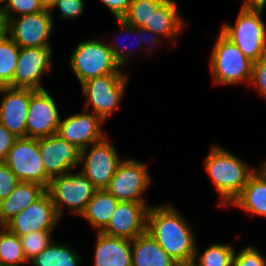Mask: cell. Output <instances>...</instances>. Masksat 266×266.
<instances>
[{"label": "cell", "mask_w": 266, "mask_h": 266, "mask_svg": "<svg viewBox=\"0 0 266 266\" xmlns=\"http://www.w3.org/2000/svg\"><path fill=\"white\" fill-rule=\"evenodd\" d=\"M104 121L94 113H78L60 121L57 135L83 150L91 144L102 140L101 124Z\"/></svg>", "instance_id": "cell-18"}, {"label": "cell", "mask_w": 266, "mask_h": 266, "mask_svg": "<svg viewBox=\"0 0 266 266\" xmlns=\"http://www.w3.org/2000/svg\"><path fill=\"white\" fill-rule=\"evenodd\" d=\"M60 121L58 109L51 95L45 89H30L26 137L43 138L57 134Z\"/></svg>", "instance_id": "cell-13"}, {"label": "cell", "mask_w": 266, "mask_h": 266, "mask_svg": "<svg viewBox=\"0 0 266 266\" xmlns=\"http://www.w3.org/2000/svg\"><path fill=\"white\" fill-rule=\"evenodd\" d=\"M96 190L97 188L82 172L53 177L46 189L60 218L63 215L64 204L81 216Z\"/></svg>", "instance_id": "cell-6"}, {"label": "cell", "mask_w": 266, "mask_h": 266, "mask_svg": "<svg viewBox=\"0 0 266 266\" xmlns=\"http://www.w3.org/2000/svg\"><path fill=\"white\" fill-rule=\"evenodd\" d=\"M232 266H266V258L255 247L248 246L237 254L234 252Z\"/></svg>", "instance_id": "cell-33"}, {"label": "cell", "mask_w": 266, "mask_h": 266, "mask_svg": "<svg viewBox=\"0 0 266 266\" xmlns=\"http://www.w3.org/2000/svg\"><path fill=\"white\" fill-rule=\"evenodd\" d=\"M231 205L251 214L266 217V173L262 169L256 170L249 177L246 185Z\"/></svg>", "instance_id": "cell-22"}, {"label": "cell", "mask_w": 266, "mask_h": 266, "mask_svg": "<svg viewBox=\"0 0 266 266\" xmlns=\"http://www.w3.org/2000/svg\"><path fill=\"white\" fill-rule=\"evenodd\" d=\"M182 19L175 2L165 0L151 15L149 22L143 28L147 29L146 33L153 34L155 37L162 35L172 43V41L175 42V38L184 28L185 22Z\"/></svg>", "instance_id": "cell-20"}, {"label": "cell", "mask_w": 266, "mask_h": 266, "mask_svg": "<svg viewBox=\"0 0 266 266\" xmlns=\"http://www.w3.org/2000/svg\"><path fill=\"white\" fill-rule=\"evenodd\" d=\"M197 248L193 261L198 266H232L234 256V249L225 244L212 243L204 252L199 256L197 255ZM199 257L196 262V257Z\"/></svg>", "instance_id": "cell-28"}, {"label": "cell", "mask_w": 266, "mask_h": 266, "mask_svg": "<svg viewBox=\"0 0 266 266\" xmlns=\"http://www.w3.org/2000/svg\"><path fill=\"white\" fill-rule=\"evenodd\" d=\"M178 266H198L194 261L180 263Z\"/></svg>", "instance_id": "cell-42"}, {"label": "cell", "mask_w": 266, "mask_h": 266, "mask_svg": "<svg viewBox=\"0 0 266 266\" xmlns=\"http://www.w3.org/2000/svg\"><path fill=\"white\" fill-rule=\"evenodd\" d=\"M264 6H242L235 26L227 23L221 33L252 62L266 55V26L261 13Z\"/></svg>", "instance_id": "cell-3"}, {"label": "cell", "mask_w": 266, "mask_h": 266, "mask_svg": "<svg viewBox=\"0 0 266 266\" xmlns=\"http://www.w3.org/2000/svg\"><path fill=\"white\" fill-rule=\"evenodd\" d=\"M206 156L205 169L221 196L220 206H227L240 194L249 177L256 171L240 158L218 145Z\"/></svg>", "instance_id": "cell-2"}, {"label": "cell", "mask_w": 266, "mask_h": 266, "mask_svg": "<svg viewBox=\"0 0 266 266\" xmlns=\"http://www.w3.org/2000/svg\"><path fill=\"white\" fill-rule=\"evenodd\" d=\"M70 66L80 84L107 74H123L109 45L94 39L84 40L75 47Z\"/></svg>", "instance_id": "cell-5"}, {"label": "cell", "mask_w": 266, "mask_h": 266, "mask_svg": "<svg viewBox=\"0 0 266 266\" xmlns=\"http://www.w3.org/2000/svg\"><path fill=\"white\" fill-rule=\"evenodd\" d=\"M59 215L45 191L35 202L14 216L5 227L18 237L38 231H53Z\"/></svg>", "instance_id": "cell-12"}, {"label": "cell", "mask_w": 266, "mask_h": 266, "mask_svg": "<svg viewBox=\"0 0 266 266\" xmlns=\"http://www.w3.org/2000/svg\"><path fill=\"white\" fill-rule=\"evenodd\" d=\"M261 169L266 173V161L263 163Z\"/></svg>", "instance_id": "cell-44"}, {"label": "cell", "mask_w": 266, "mask_h": 266, "mask_svg": "<svg viewBox=\"0 0 266 266\" xmlns=\"http://www.w3.org/2000/svg\"><path fill=\"white\" fill-rule=\"evenodd\" d=\"M44 9L39 0H7L0 8V21L4 25L10 18L16 17L15 14H33ZM12 12L14 15H12Z\"/></svg>", "instance_id": "cell-30"}, {"label": "cell", "mask_w": 266, "mask_h": 266, "mask_svg": "<svg viewBox=\"0 0 266 266\" xmlns=\"http://www.w3.org/2000/svg\"><path fill=\"white\" fill-rule=\"evenodd\" d=\"M28 262L22 250L20 237L9 231L5 226L0 228V265L20 266Z\"/></svg>", "instance_id": "cell-27"}, {"label": "cell", "mask_w": 266, "mask_h": 266, "mask_svg": "<svg viewBox=\"0 0 266 266\" xmlns=\"http://www.w3.org/2000/svg\"><path fill=\"white\" fill-rule=\"evenodd\" d=\"M51 48H20L12 87L42 90V74L51 69Z\"/></svg>", "instance_id": "cell-15"}, {"label": "cell", "mask_w": 266, "mask_h": 266, "mask_svg": "<svg viewBox=\"0 0 266 266\" xmlns=\"http://www.w3.org/2000/svg\"><path fill=\"white\" fill-rule=\"evenodd\" d=\"M165 0H131L128 11L122 17L126 23L135 26L143 27L156 9Z\"/></svg>", "instance_id": "cell-29"}, {"label": "cell", "mask_w": 266, "mask_h": 266, "mask_svg": "<svg viewBox=\"0 0 266 266\" xmlns=\"http://www.w3.org/2000/svg\"><path fill=\"white\" fill-rule=\"evenodd\" d=\"M132 266H178L147 232L131 240Z\"/></svg>", "instance_id": "cell-23"}, {"label": "cell", "mask_w": 266, "mask_h": 266, "mask_svg": "<svg viewBox=\"0 0 266 266\" xmlns=\"http://www.w3.org/2000/svg\"><path fill=\"white\" fill-rule=\"evenodd\" d=\"M251 83L257 86L259 93L266 98V55L253 62Z\"/></svg>", "instance_id": "cell-36"}, {"label": "cell", "mask_w": 266, "mask_h": 266, "mask_svg": "<svg viewBox=\"0 0 266 266\" xmlns=\"http://www.w3.org/2000/svg\"><path fill=\"white\" fill-rule=\"evenodd\" d=\"M40 3L43 5L44 8L50 9L56 0H39Z\"/></svg>", "instance_id": "cell-40"}, {"label": "cell", "mask_w": 266, "mask_h": 266, "mask_svg": "<svg viewBox=\"0 0 266 266\" xmlns=\"http://www.w3.org/2000/svg\"><path fill=\"white\" fill-rule=\"evenodd\" d=\"M7 0H0V3H2V6L0 5V8L3 7V4L6 3Z\"/></svg>", "instance_id": "cell-45"}, {"label": "cell", "mask_w": 266, "mask_h": 266, "mask_svg": "<svg viewBox=\"0 0 266 266\" xmlns=\"http://www.w3.org/2000/svg\"><path fill=\"white\" fill-rule=\"evenodd\" d=\"M105 6L109 8L112 15L116 19H122V17L128 11L131 0H101Z\"/></svg>", "instance_id": "cell-38"}, {"label": "cell", "mask_w": 266, "mask_h": 266, "mask_svg": "<svg viewBox=\"0 0 266 266\" xmlns=\"http://www.w3.org/2000/svg\"><path fill=\"white\" fill-rule=\"evenodd\" d=\"M0 123L17 138L26 137V120L30 102V89L0 87Z\"/></svg>", "instance_id": "cell-17"}, {"label": "cell", "mask_w": 266, "mask_h": 266, "mask_svg": "<svg viewBox=\"0 0 266 266\" xmlns=\"http://www.w3.org/2000/svg\"><path fill=\"white\" fill-rule=\"evenodd\" d=\"M53 231H38L20 236L22 250L27 261H31L37 254L44 250L51 241Z\"/></svg>", "instance_id": "cell-31"}, {"label": "cell", "mask_w": 266, "mask_h": 266, "mask_svg": "<svg viewBox=\"0 0 266 266\" xmlns=\"http://www.w3.org/2000/svg\"><path fill=\"white\" fill-rule=\"evenodd\" d=\"M126 84V74H107L83 82L82 93L87 100L85 108L92 105L93 113L105 121L118 109Z\"/></svg>", "instance_id": "cell-8"}, {"label": "cell", "mask_w": 266, "mask_h": 266, "mask_svg": "<svg viewBox=\"0 0 266 266\" xmlns=\"http://www.w3.org/2000/svg\"><path fill=\"white\" fill-rule=\"evenodd\" d=\"M94 266H132L131 240L97 233Z\"/></svg>", "instance_id": "cell-19"}, {"label": "cell", "mask_w": 266, "mask_h": 266, "mask_svg": "<svg viewBox=\"0 0 266 266\" xmlns=\"http://www.w3.org/2000/svg\"><path fill=\"white\" fill-rule=\"evenodd\" d=\"M3 26L20 48H51L48 40L53 31V19L48 8L38 13L10 18Z\"/></svg>", "instance_id": "cell-9"}, {"label": "cell", "mask_w": 266, "mask_h": 266, "mask_svg": "<svg viewBox=\"0 0 266 266\" xmlns=\"http://www.w3.org/2000/svg\"><path fill=\"white\" fill-rule=\"evenodd\" d=\"M160 38L159 37H155V38H152V37H150V41L153 43V44H158L159 42H160ZM147 40L146 39H144V36L142 37V44H144L145 43V45L147 44V43H150V45H152V43L151 42H147Z\"/></svg>", "instance_id": "cell-41"}, {"label": "cell", "mask_w": 266, "mask_h": 266, "mask_svg": "<svg viewBox=\"0 0 266 266\" xmlns=\"http://www.w3.org/2000/svg\"><path fill=\"white\" fill-rule=\"evenodd\" d=\"M266 0H244L242 6H264Z\"/></svg>", "instance_id": "cell-39"}, {"label": "cell", "mask_w": 266, "mask_h": 266, "mask_svg": "<svg viewBox=\"0 0 266 266\" xmlns=\"http://www.w3.org/2000/svg\"><path fill=\"white\" fill-rule=\"evenodd\" d=\"M190 225L170 204L150 206L146 232L178 264L193 261L195 236Z\"/></svg>", "instance_id": "cell-1"}, {"label": "cell", "mask_w": 266, "mask_h": 266, "mask_svg": "<svg viewBox=\"0 0 266 266\" xmlns=\"http://www.w3.org/2000/svg\"><path fill=\"white\" fill-rule=\"evenodd\" d=\"M59 7L61 12V17L64 19L75 18L82 14L84 3L82 0H56L53 6L49 9L52 12V9Z\"/></svg>", "instance_id": "cell-35"}, {"label": "cell", "mask_w": 266, "mask_h": 266, "mask_svg": "<svg viewBox=\"0 0 266 266\" xmlns=\"http://www.w3.org/2000/svg\"><path fill=\"white\" fill-rule=\"evenodd\" d=\"M149 206L145 203L132 201L118 202L117 207L101 233L133 240L146 232L147 213Z\"/></svg>", "instance_id": "cell-16"}, {"label": "cell", "mask_w": 266, "mask_h": 266, "mask_svg": "<svg viewBox=\"0 0 266 266\" xmlns=\"http://www.w3.org/2000/svg\"><path fill=\"white\" fill-rule=\"evenodd\" d=\"M118 202L106 189H97L81 216L101 232L108 225Z\"/></svg>", "instance_id": "cell-24"}, {"label": "cell", "mask_w": 266, "mask_h": 266, "mask_svg": "<svg viewBox=\"0 0 266 266\" xmlns=\"http://www.w3.org/2000/svg\"><path fill=\"white\" fill-rule=\"evenodd\" d=\"M20 181L4 163H0V201L6 199Z\"/></svg>", "instance_id": "cell-34"}, {"label": "cell", "mask_w": 266, "mask_h": 266, "mask_svg": "<svg viewBox=\"0 0 266 266\" xmlns=\"http://www.w3.org/2000/svg\"><path fill=\"white\" fill-rule=\"evenodd\" d=\"M39 150L43 167L51 179L80 165L81 150L57 134L39 138Z\"/></svg>", "instance_id": "cell-14"}, {"label": "cell", "mask_w": 266, "mask_h": 266, "mask_svg": "<svg viewBox=\"0 0 266 266\" xmlns=\"http://www.w3.org/2000/svg\"><path fill=\"white\" fill-rule=\"evenodd\" d=\"M89 150V151H88ZM116 148L106 136L81 150L80 163L83 164L81 172L97 188L105 189L113 177L119 163Z\"/></svg>", "instance_id": "cell-10"}, {"label": "cell", "mask_w": 266, "mask_h": 266, "mask_svg": "<svg viewBox=\"0 0 266 266\" xmlns=\"http://www.w3.org/2000/svg\"><path fill=\"white\" fill-rule=\"evenodd\" d=\"M17 137L0 123V163L4 162Z\"/></svg>", "instance_id": "cell-37"}, {"label": "cell", "mask_w": 266, "mask_h": 266, "mask_svg": "<svg viewBox=\"0 0 266 266\" xmlns=\"http://www.w3.org/2000/svg\"><path fill=\"white\" fill-rule=\"evenodd\" d=\"M5 28L2 24H0V38L5 34Z\"/></svg>", "instance_id": "cell-43"}, {"label": "cell", "mask_w": 266, "mask_h": 266, "mask_svg": "<svg viewBox=\"0 0 266 266\" xmlns=\"http://www.w3.org/2000/svg\"><path fill=\"white\" fill-rule=\"evenodd\" d=\"M46 189L33 182L20 181L14 191L0 201V227L8 224L18 213L35 202Z\"/></svg>", "instance_id": "cell-21"}, {"label": "cell", "mask_w": 266, "mask_h": 266, "mask_svg": "<svg viewBox=\"0 0 266 266\" xmlns=\"http://www.w3.org/2000/svg\"><path fill=\"white\" fill-rule=\"evenodd\" d=\"M20 47L5 33L0 38V87H12Z\"/></svg>", "instance_id": "cell-26"}, {"label": "cell", "mask_w": 266, "mask_h": 266, "mask_svg": "<svg viewBox=\"0 0 266 266\" xmlns=\"http://www.w3.org/2000/svg\"><path fill=\"white\" fill-rule=\"evenodd\" d=\"M4 163L19 181L37 183L45 189L49 186L51 178L43 167L39 150V138H17Z\"/></svg>", "instance_id": "cell-7"}, {"label": "cell", "mask_w": 266, "mask_h": 266, "mask_svg": "<svg viewBox=\"0 0 266 266\" xmlns=\"http://www.w3.org/2000/svg\"><path fill=\"white\" fill-rule=\"evenodd\" d=\"M210 70L215 84L250 82L253 62L221 32L211 53Z\"/></svg>", "instance_id": "cell-4"}, {"label": "cell", "mask_w": 266, "mask_h": 266, "mask_svg": "<svg viewBox=\"0 0 266 266\" xmlns=\"http://www.w3.org/2000/svg\"><path fill=\"white\" fill-rule=\"evenodd\" d=\"M117 22H119L120 26L123 28L124 31H126L128 34L133 33V34H138V36H136L137 38H139L138 40V44L142 45V37L139 36V34L141 35L143 32H147V29L143 28V27H135L132 26L128 23H126L124 20L122 19H117ZM130 45H134V43L130 44ZM126 47V46H125ZM109 48L112 50L113 56L115 58V60L118 62V64L120 66H123L124 64H126L128 60V56H127V52H130V49H126V48H121L118 45H109Z\"/></svg>", "instance_id": "cell-32"}, {"label": "cell", "mask_w": 266, "mask_h": 266, "mask_svg": "<svg viewBox=\"0 0 266 266\" xmlns=\"http://www.w3.org/2000/svg\"><path fill=\"white\" fill-rule=\"evenodd\" d=\"M79 260L80 256L69 245L52 241L31 262L35 266H79Z\"/></svg>", "instance_id": "cell-25"}, {"label": "cell", "mask_w": 266, "mask_h": 266, "mask_svg": "<svg viewBox=\"0 0 266 266\" xmlns=\"http://www.w3.org/2000/svg\"><path fill=\"white\" fill-rule=\"evenodd\" d=\"M146 167L134 159L122 160L105 189L119 202L145 203L142 194L151 181Z\"/></svg>", "instance_id": "cell-11"}]
</instances>
